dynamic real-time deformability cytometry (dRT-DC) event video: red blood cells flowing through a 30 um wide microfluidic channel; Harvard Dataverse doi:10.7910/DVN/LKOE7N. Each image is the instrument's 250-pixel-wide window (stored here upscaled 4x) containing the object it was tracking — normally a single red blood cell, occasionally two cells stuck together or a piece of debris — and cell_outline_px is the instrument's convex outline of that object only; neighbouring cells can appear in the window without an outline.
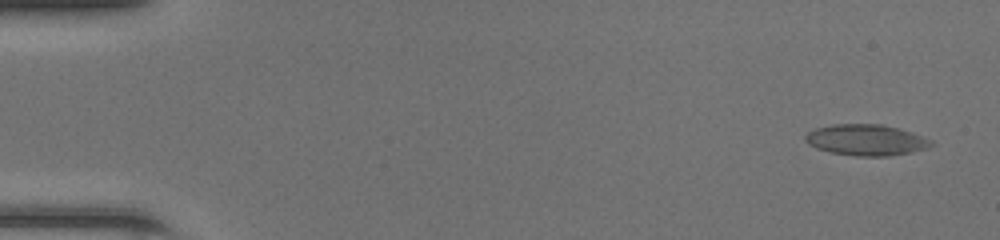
{"species": "common noctule bat (a hibernating species)", "species_latin": "Nyctalus noctula", "temperature_condition": "room temperature", "stored_images_in_passage": 49, "camera_frame_rate_fps": 3000, "um_per_image_px": 0.085, "animal": {"sex": "female", "body_mass_g": 20.0, "forearm_length_mm": 54.0}, "frame": {"image": 1, "passage_image": 3, "time_ms": 0.667, "image_size_px": [1000, 240], "cell_outline_px": [[936, 144], [928, 148], [912, 152], [888, 156], [856, 156], [828, 152], [816, 148], [808, 144], [804, 140], [804, 136], [808, 132], [816, 128], [832, 124], [884, 124], [912, 132], [924, 136], [932, 140]], "centroid_in_image_um": [73.64, 11.9], "position_along_channel_um": 11.4, "area_um2": 23.12}}
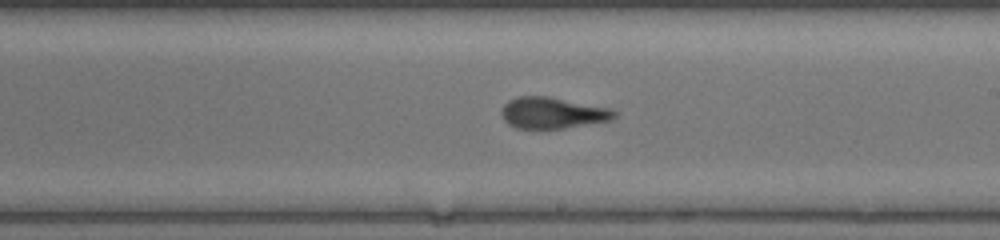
{"frame": {"image": 2, "passage_image": 29, "time_ms": 9.333, "image_size_px": [1000, 240], "cell_outline_px": [[616, 116], [612, 120], [564, 128], [516, 128], [508, 124], [504, 120], [500, 112], [504, 104], [508, 100], [516, 96], [548, 96], [612, 108], [616, 112]], "centroid_in_image_um": [46.96, 9.58], "position_along_channel_um": 242.0, "area_um2": 20.69}}
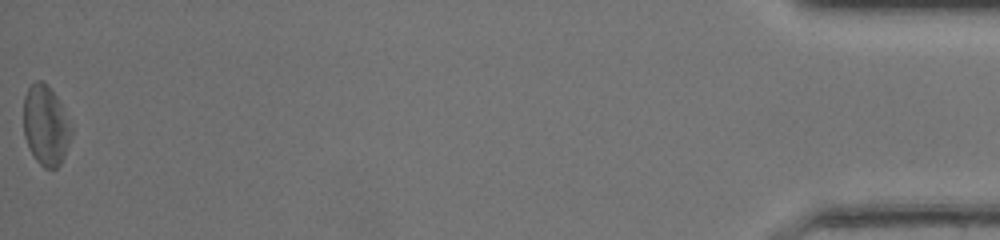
{"frame": {"image": 3, "passage_image": 49, "time_ms": 16.0, "image_size_px": [1000, 240], "cell_outline_px": [[72, 132], [64, 156], [60, 164], [56, 168], [44, 168], [36, 160], [24, 136], [24, 96], [28, 88], [36, 80], [44, 80], [52, 88], [72, 128]], "centroid_in_image_um": [3.88, 10.63], "position_along_channel_um": 431.3, "area_um2": 22.02}, "authors_computed_cell_mechanics": {"area_um2": 21.2126, "velocity_mm_per_s": 4.3242, "shape_relaxation_time_tau1_ms": null, "shape_relaxation_time_tau2_ms": 1.4419, "deformation_change_tau1": null, "deformation_change_tau2": 0.0951}}